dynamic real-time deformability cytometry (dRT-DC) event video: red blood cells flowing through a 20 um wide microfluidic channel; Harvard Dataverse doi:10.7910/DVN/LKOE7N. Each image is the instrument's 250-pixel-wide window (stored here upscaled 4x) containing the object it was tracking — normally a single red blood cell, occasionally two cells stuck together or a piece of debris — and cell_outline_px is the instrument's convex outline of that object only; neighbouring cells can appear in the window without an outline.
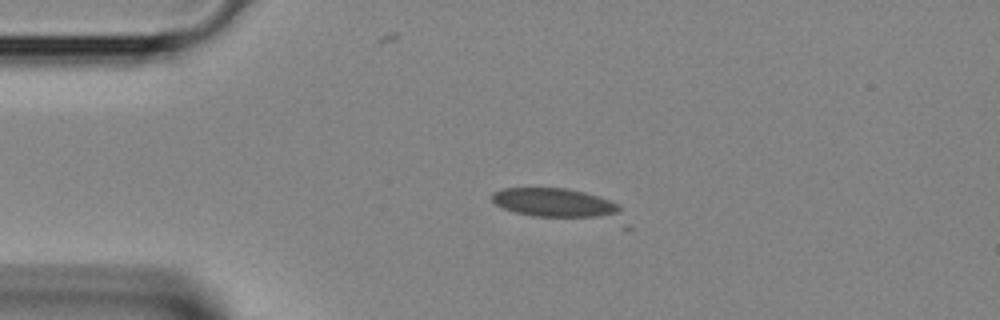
{"species": "Egyptian fruit bat (a non-hibernating species)", "species_latin": "Rousettus aegyptiacus", "temperature_condition": "room temperature", "stored_images_in_passage": 6, "camera_frame_rate_fps": 3000, "um_per_image_px": 0.085, "animal": {"sex": "female"}, "frame": {"image": 1, "passage_image": 1, "time_ms": 0.0, "image_size_px": [1000, 320], "cell_outline_px": [[620, 208], [616, 212], [600, 216], [532, 216], [516, 212], [504, 208], [496, 204], [492, 200], [492, 192], [504, 188], [568, 188], [584, 192], [620, 204]], "centroid_in_image_um": [47.03, 17.19], "position_along_channel_um": 38.0, "area_um2": 20.75}}
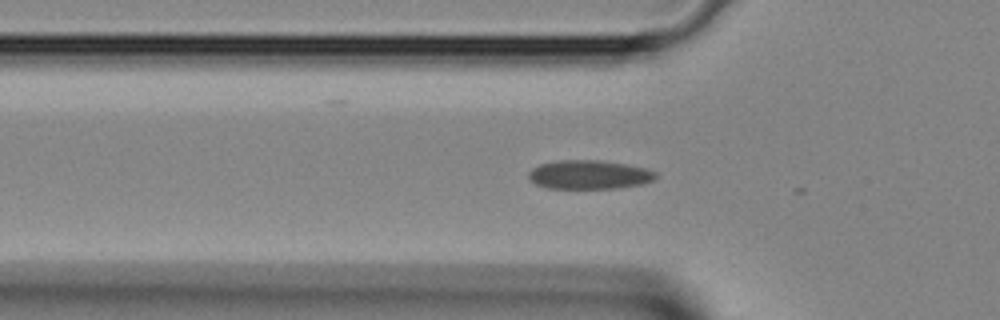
{"frame": {"image": 2, "passage_image": 5, "time_ms": 1.333, "image_size_px": [1000, 320], "cell_outline_px": [[656, 176], [652, 180], [644, 184], [620, 188], [548, 188], [536, 184], [528, 176], [528, 172], [532, 168], [540, 164], [556, 160], [600, 160], [624, 164], [644, 168], [656, 172]], "centroid_in_image_um": [50.07, 14.84], "position_along_channel_um": 75.7, "area_um2": 21.33}}